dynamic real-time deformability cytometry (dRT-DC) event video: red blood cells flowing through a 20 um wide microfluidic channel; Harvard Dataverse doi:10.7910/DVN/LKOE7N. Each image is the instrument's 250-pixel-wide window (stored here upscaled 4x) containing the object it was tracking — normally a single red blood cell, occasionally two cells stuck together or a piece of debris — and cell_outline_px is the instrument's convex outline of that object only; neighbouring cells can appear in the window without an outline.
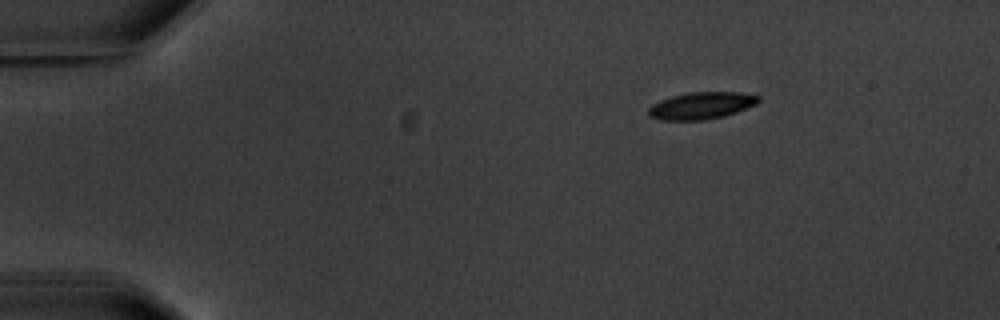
{"species": "common noctule bat (a hibernating species)", "species_latin": "Nyctalus noctula", "temperature_condition": "warm", "stored_images_in_passage": 4, "camera_frame_rate_fps": 3000, "um_per_image_px": 0.085, "animal": {"sex": "male", "body_mass_g": 20.1, "forearm_length_mm": 53.5}, "frame": {"image": 1, "passage_image": 1, "time_ms": 0.0, "image_size_px": [1000, 320], "cell_outline_px": [[760, 100], [756, 104], [736, 112], [724, 116], [704, 120], [660, 120], [648, 116], [648, 108], [652, 104], [660, 100], [672, 96], [688, 92], [740, 92], [760, 96]], "centroid_in_image_um": [59.6, 8.97], "position_along_channel_um": 25.4, "area_um2": 17.4}}
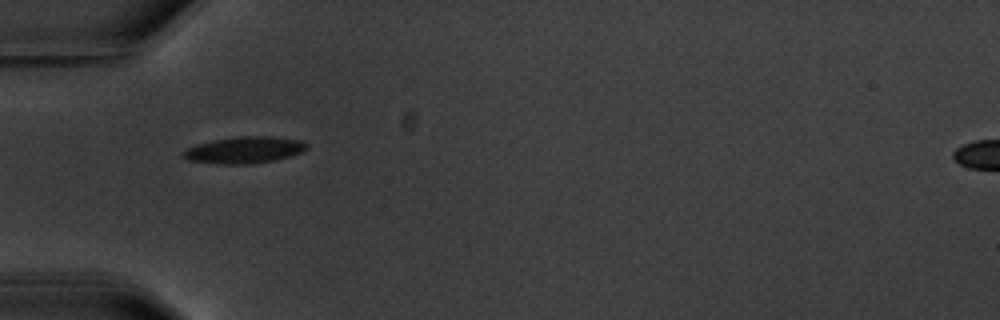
{"frame": {"image": 2, "passage_image": 4, "time_ms": 3.333, "image_size_px": [1000, 320], "cell_outline_px": [[308, 148], [292, 156], [276, 160], [248, 164], [216, 164], [188, 160], [180, 152], [196, 144], [212, 140], [236, 136], [272, 136], [300, 140], [308, 144]], "centroid_in_image_um": [20.77, 12.74], "position_along_channel_um": 64.2, "area_um2": 19.36}}